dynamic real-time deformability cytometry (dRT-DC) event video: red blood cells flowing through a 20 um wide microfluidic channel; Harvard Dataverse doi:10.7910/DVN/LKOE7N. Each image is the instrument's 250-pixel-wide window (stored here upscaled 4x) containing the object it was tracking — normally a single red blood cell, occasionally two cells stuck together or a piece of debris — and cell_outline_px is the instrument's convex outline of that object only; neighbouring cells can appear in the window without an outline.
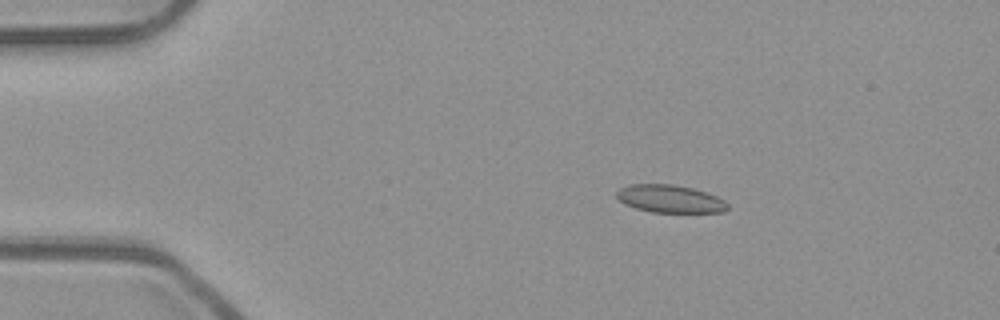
{"species": "common noctule bat (a hibernating species)", "species_latin": "Nyctalus noctula", "temperature_condition": "room temperature", "stored_images_in_passage": 52, "camera_frame_rate_fps": 3000, "um_per_image_px": 0.085, "animal": {"sex": "male", "body_mass_g": 23.1, "forearm_length_mm": 52.7}, "frame": {"image": 1, "passage_image": 9, "time_ms": 2.667, "image_size_px": [1000, 320], "cell_outline_px": [[728, 208], [724, 212], [652, 212], [636, 208], [624, 204], [616, 196], [616, 192], [620, 188], [628, 184], [672, 184], [692, 188], [716, 196], [724, 200], [728, 204]], "centroid_in_image_um": [56.93, 16.9], "position_along_channel_um": 28.1, "area_um2": 17.86}}
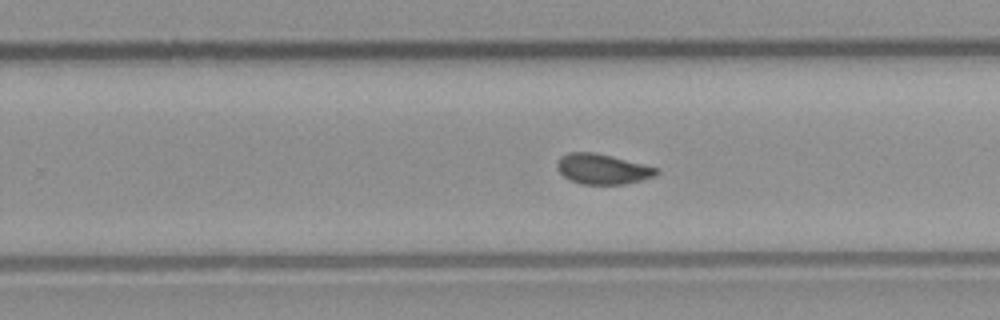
{"frame": {"image": 2, "passage_image": 33, "time_ms": 10.667, "image_size_px": [1000, 320], "cell_outline_px": [[660, 172], [656, 176], [644, 180], [624, 184], [580, 184], [568, 180], [556, 168], [556, 164], [560, 156], [568, 152], [592, 152], [660, 168]], "centroid_in_image_um": [51.22, 14.38], "position_along_channel_um": 278.6, "area_um2": 17.63}}
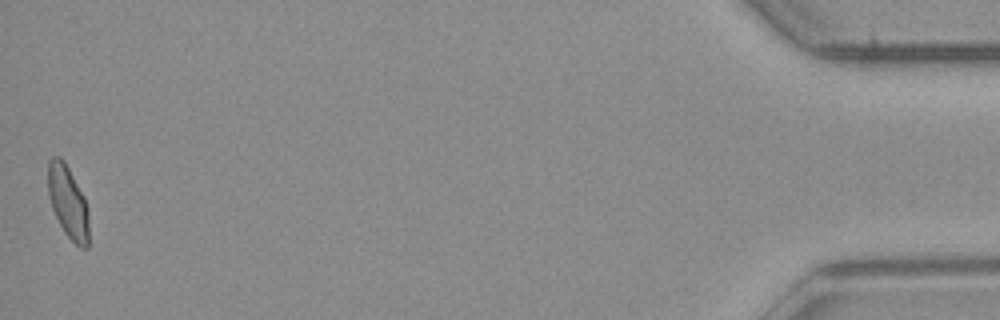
{"frame": {"image": 3, "passage_image": 52, "time_ms": 17.0, "image_size_px": [1000, 320], "cell_outline_px": [[88, 248], [80, 248], [64, 232], [52, 208], [48, 196], [48, 160], [52, 156], [60, 156], [64, 160], [84, 196], [88, 208]], "centroid_in_image_um": [5.77, 17.15], "position_along_channel_um": 429.4, "area_um2": 17.28}, "authors_computed_cell_mechanics": {"area_um2": 17.629, "velocity_mm_per_s": 3.9386, "shape_relaxation_time_tau1_ms": null, "shape_relaxation_time_tau2_ms": 1.5346, "deformation_change_tau1": null, "deformation_change_tau2": 0.0596}}